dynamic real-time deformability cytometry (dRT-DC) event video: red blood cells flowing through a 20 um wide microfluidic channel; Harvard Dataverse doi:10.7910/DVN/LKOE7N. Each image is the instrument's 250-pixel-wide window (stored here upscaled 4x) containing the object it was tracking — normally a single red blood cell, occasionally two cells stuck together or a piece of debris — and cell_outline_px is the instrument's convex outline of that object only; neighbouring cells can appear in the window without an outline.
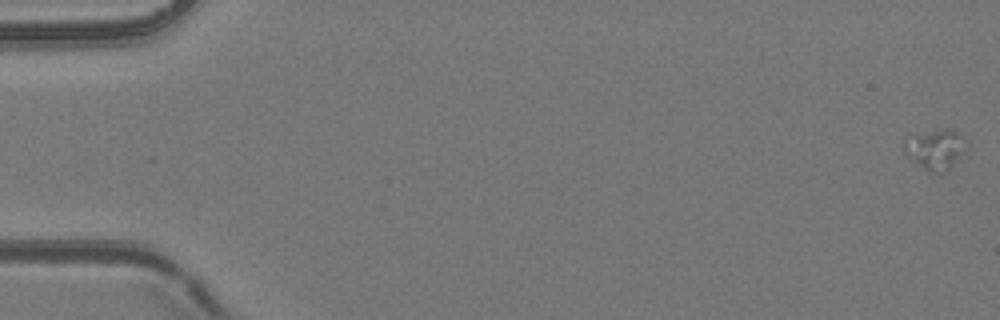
{"species": "common noctule bat (a hibernating species)", "species_latin": "Nyctalus noctula", "temperature_condition": "room temperature", "stored_images_in_passage": 6, "camera_frame_rate_fps": 3000, "um_per_image_px": 0.085, "animal": {"sex": "female", "body_mass_g": 24.6, "forearm_length_mm": 56.2}, "frame": {"image": 1, "passage_image": 1, "time_ms": 0.0, "image_size_px": [1000, 320], "cell_outline_px": [[960, 152], [952, 164], [948, 168], [936, 172], [928, 172], [908, 156], [904, 148], [904, 136], [944, 128], [948, 128], [960, 132]], "centroid_in_image_um": [79.36, 12.63], "position_along_channel_um": 5.6, "area_um2": 13.58}}